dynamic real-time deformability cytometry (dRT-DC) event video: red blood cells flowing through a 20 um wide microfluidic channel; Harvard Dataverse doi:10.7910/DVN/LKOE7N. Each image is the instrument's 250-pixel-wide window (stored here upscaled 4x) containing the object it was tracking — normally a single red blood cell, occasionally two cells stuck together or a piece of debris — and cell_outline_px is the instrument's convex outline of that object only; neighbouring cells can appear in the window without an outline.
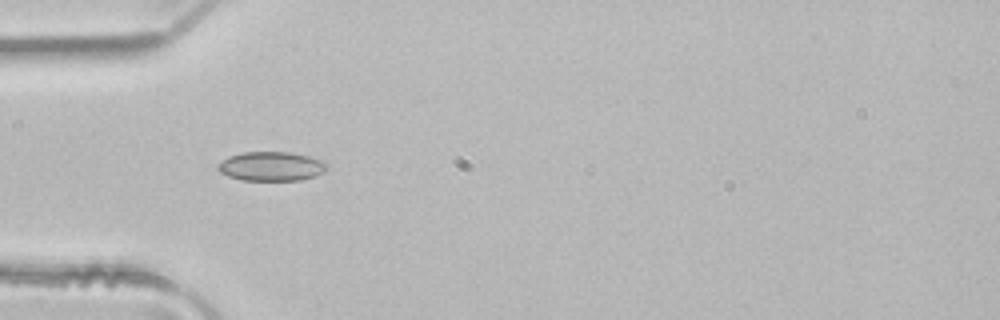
{"species": "common noctule bat (a hibernating species)", "species_latin": "Nyctalus noctula", "temperature_condition": "room temperature", "stored_images_in_passage": 3, "camera_frame_rate_fps": 3000, "um_per_image_px": 0.085, "animal": {"sex": "male", "body_mass_g": 21.5, "forearm_length_mm": 52.0}, "frame": {"image": 1, "passage_image": 2, "time_ms": 0.333, "image_size_px": [1000, 320], "cell_outline_px": [[328, 168], [324, 172], [316, 176], [300, 180], [244, 180], [228, 176], [220, 172], [216, 168], [216, 164], [228, 156], [244, 152], [288, 152], [308, 156], [324, 160], [328, 164]], "centroid_in_image_um": [23.07, 14.13], "position_along_channel_um": 61.9, "area_um2": 18.73}}
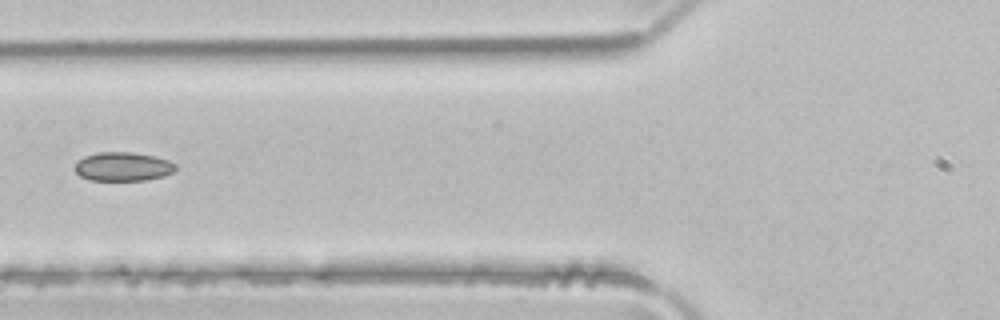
{"frame": {"image": 2, "passage_image": 3, "time_ms": 0.667, "image_size_px": [1000, 320], "cell_outline_px": [[176, 172], [164, 176], [144, 180], [88, 180], [80, 176], [72, 168], [84, 156], [100, 152], [132, 152], [152, 156], [168, 160], [176, 164]], "centroid_in_image_um": [10.45, 14.17], "position_along_channel_um": 115.3, "area_um2": 16.99}}